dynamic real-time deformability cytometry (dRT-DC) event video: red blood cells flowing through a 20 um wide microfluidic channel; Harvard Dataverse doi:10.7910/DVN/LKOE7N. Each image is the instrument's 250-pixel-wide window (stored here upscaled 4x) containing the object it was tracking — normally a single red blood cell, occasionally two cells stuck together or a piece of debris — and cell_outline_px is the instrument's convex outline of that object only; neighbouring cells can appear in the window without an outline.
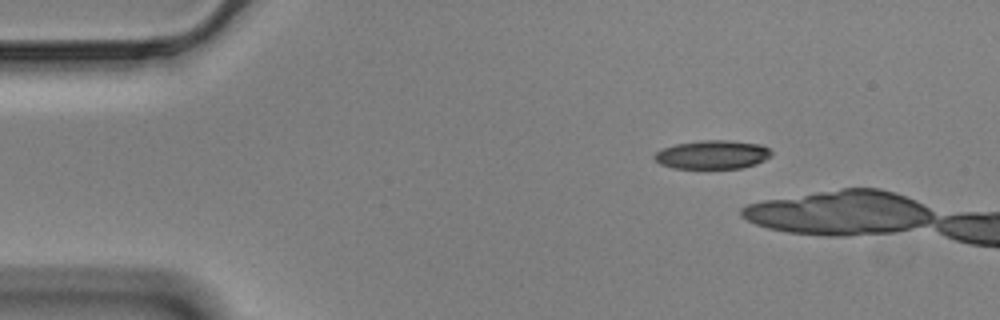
{"species": "Egyptian fruit bat (a non-hibernating species)", "species_latin": "Rousettus aegyptiacus", "temperature_condition": "cold", "stored_images_in_passage": 6, "camera_frame_rate_fps": 3000, "um_per_image_px": 0.085, "animal": {"sex": "male"}, "frame": {"image": 1, "passage_image": 1, "time_ms": 0.0, "image_size_px": [1000, 320], "cell_outline_px": [[772, 156], [756, 164], [740, 168], [672, 168], [660, 164], [652, 156], [656, 152], [664, 148], [676, 144], [704, 140], [728, 140], [760, 144], [768, 148], [772, 152]], "centroid_in_image_um": [60.57, 13.14], "position_along_channel_um": 24.4, "area_um2": 19.48}}